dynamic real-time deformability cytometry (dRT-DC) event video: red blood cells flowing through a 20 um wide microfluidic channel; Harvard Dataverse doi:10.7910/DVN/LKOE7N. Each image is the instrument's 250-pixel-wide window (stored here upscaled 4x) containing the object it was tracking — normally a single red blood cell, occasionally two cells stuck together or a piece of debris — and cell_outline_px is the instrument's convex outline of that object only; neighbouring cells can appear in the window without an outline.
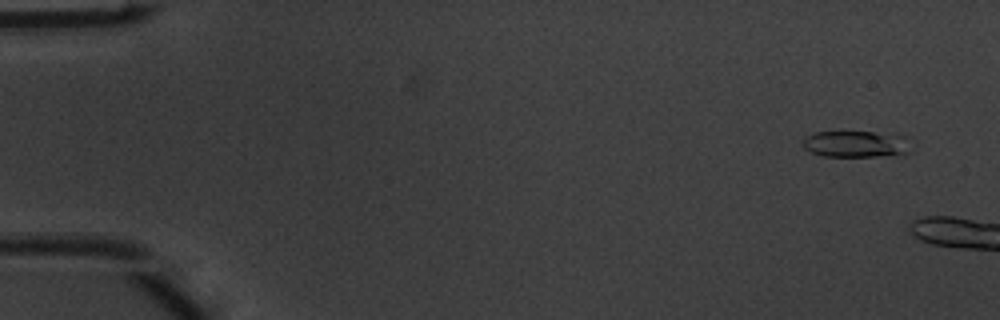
{"species": "common noctule bat (a hibernating species)", "species_latin": "Nyctalus noctula", "temperature_condition": "warm", "stored_images_in_passage": 9, "camera_frame_rate_fps": 3000, "um_per_image_px": 0.085, "animal": {"sex": "male", "body_mass_g": 20.1, "forearm_length_mm": 53.5}, "frame": {"image": 1, "passage_image": 3, "time_ms": 0.667, "image_size_px": [1000, 320], "cell_outline_px": [[916, 140], [912, 152], [904, 156], [820, 156], [804, 148], [804, 136], [816, 132], [872, 132], [904, 136]], "centroid_in_image_um": [72.95, 12.26], "position_along_channel_um": 12.1, "area_um2": 17.4}}